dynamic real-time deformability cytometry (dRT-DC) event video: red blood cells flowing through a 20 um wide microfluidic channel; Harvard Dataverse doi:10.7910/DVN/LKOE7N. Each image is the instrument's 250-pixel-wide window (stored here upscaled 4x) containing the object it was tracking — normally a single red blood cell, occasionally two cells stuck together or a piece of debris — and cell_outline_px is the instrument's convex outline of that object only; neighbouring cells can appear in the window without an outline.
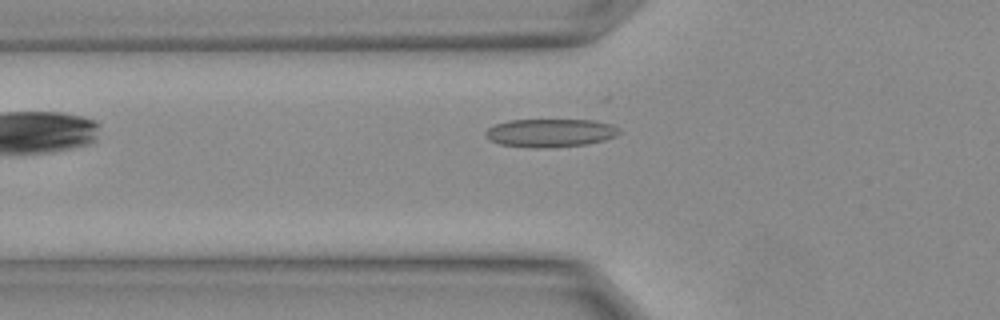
{"species": "Egyptian fruit bat (a non-hibernating species)", "species_latin": "Rousettus aegyptiacus", "temperature_condition": "warm", "stored_images_in_passage": 8, "camera_frame_rate_fps": 3000, "um_per_image_px": 0.085, "animal": {"sex": "female"}, "frame": {"image": 1, "passage_image": 2, "time_ms": 0.333, "image_size_px": [1000, 320], "cell_outline_px": [[620, 132], [604, 140], [588, 144], [548, 148], [528, 148], [500, 144], [488, 140], [484, 136], [484, 132], [488, 128], [496, 124], [508, 120], [592, 120], [612, 124]], "centroid_in_image_um": [46.7, 11.3], "position_along_channel_um": 79.1, "area_um2": 22.08}}
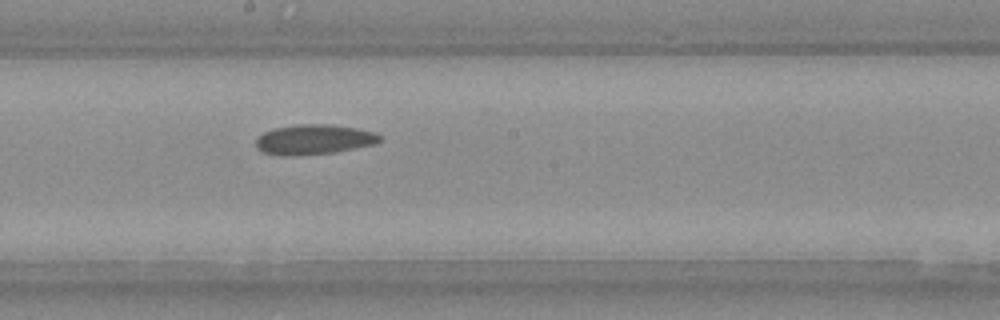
{"frame": {"image": 2, "passage_image": 8, "time_ms": 2.333, "image_size_px": [1000, 320], "cell_outline_px": [[380, 140], [372, 144], [336, 152], [288, 156], [284, 156], [264, 152], [256, 148], [256, 136], [272, 128], [296, 124], [332, 124], [356, 128], [372, 132], [380, 136]], "centroid_in_image_um": [26.6, 11.84], "position_along_channel_um": 221.6, "area_um2": 21.56}}